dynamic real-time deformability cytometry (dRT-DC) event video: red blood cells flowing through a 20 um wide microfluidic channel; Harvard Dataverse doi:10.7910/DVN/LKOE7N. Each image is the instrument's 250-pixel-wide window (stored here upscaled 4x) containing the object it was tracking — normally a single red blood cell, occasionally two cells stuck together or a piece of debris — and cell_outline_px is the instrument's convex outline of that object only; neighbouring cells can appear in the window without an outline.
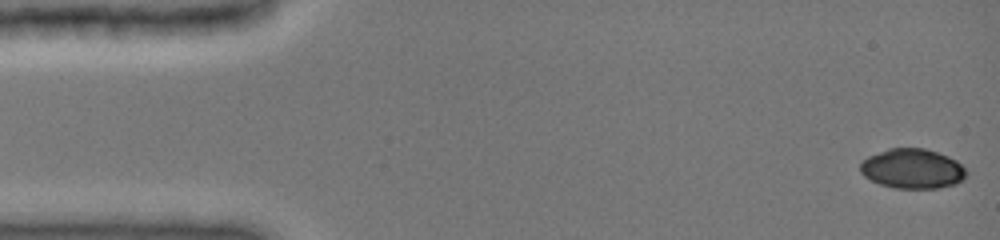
{"species": "common noctule bat (a hibernating species)", "species_latin": "Nyctalus noctula", "temperature_condition": "cold", "stored_images_in_passage": 47, "camera_frame_rate_fps": 3000, "um_per_image_px": 0.085, "animal": {"sex": "female", "body_mass_g": 19.0, "forearm_length_mm": 51.5}, "frame": {"image": 1, "passage_image": 1, "time_ms": 0.0, "image_size_px": [1000, 240], "cell_outline_px": [[968, 172], [964, 180], [956, 184], [936, 188], [896, 188], [880, 184], [864, 176], [860, 172], [860, 164], [868, 156], [888, 148], [924, 148], [948, 156], [956, 160]], "centroid_in_image_um": [77.57, 14.34], "position_along_channel_um": 7.4, "area_um2": 24.57}}
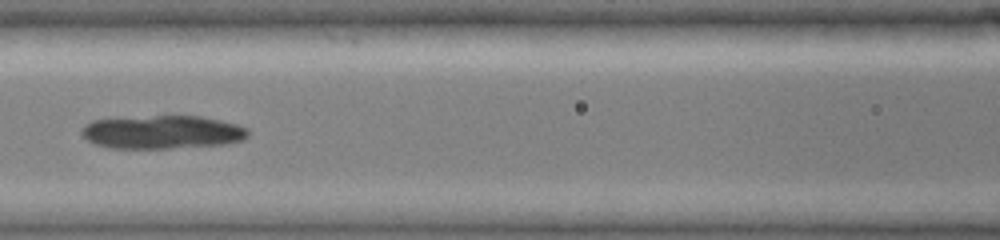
{"frame": {"image": 2, "passage_image": 21, "time_ms": 6.667, "image_size_px": [1000, 240], "cell_outline_px": [[248, 136], [244, 140], [224, 144], [168, 148], [112, 148], [92, 144], [80, 132], [84, 124], [92, 120], [156, 116], [200, 116], [220, 120], [236, 124], [248, 128]], "centroid_in_image_um": [13.79, 11.23], "position_along_channel_um": 152.8, "area_um2": 32.25}}
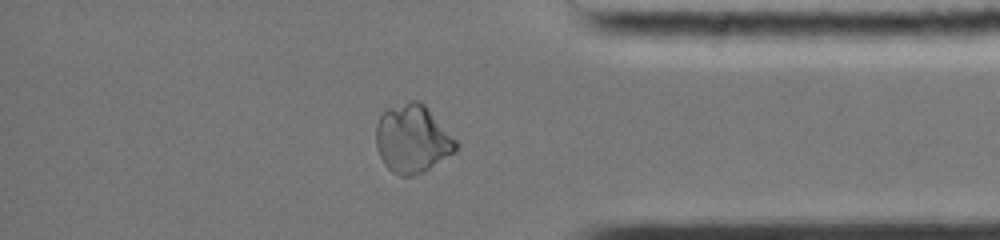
{"frame": {"image": 3, "passage_image": 40, "time_ms": 13.0, "image_size_px": [1000, 240], "cell_outline_px": [[460, 144], [456, 152], [424, 172], [412, 176], [400, 176], [392, 172], [384, 164], [380, 156], [376, 144], [376, 124], [384, 108], [408, 100], [420, 100], [428, 108]], "centroid_in_image_um": [35.06, 11.79], "position_along_channel_um": 400.1, "area_um2": 32.25}}